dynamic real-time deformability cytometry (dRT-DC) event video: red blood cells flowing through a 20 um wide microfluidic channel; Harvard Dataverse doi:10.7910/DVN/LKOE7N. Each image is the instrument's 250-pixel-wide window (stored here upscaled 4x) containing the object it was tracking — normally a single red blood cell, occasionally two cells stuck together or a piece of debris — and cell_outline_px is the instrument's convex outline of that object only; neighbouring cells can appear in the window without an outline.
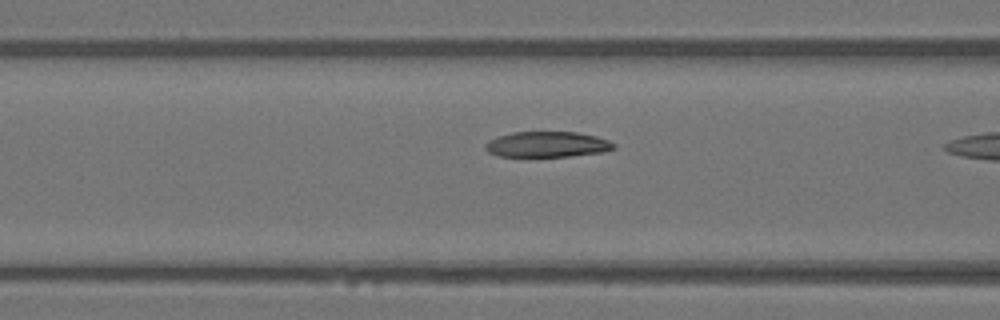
{"species": "Egyptian fruit bat (a non-hibernating species)", "species_latin": "Rousettus aegyptiacus", "temperature_condition": "warm", "stored_images_in_passage": 9, "camera_frame_rate_fps": 3000, "um_per_image_px": 0.085, "animal": {"sex": "female"}, "frame": {"image": 1, "passage_image": 8, "time_ms": 2.333, "image_size_px": [1000, 320], "cell_outline_px": [[616, 148], [604, 152], [568, 156], [500, 156], [488, 152], [484, 148], [484, 144], [488, 140], [496, 136], [512, 132], [576, 132], [596, 136], [608, 140], [616, 144]], "centroid_in_image_um": [46.5, 12.27], "position_along_channel_um": 120.1, "area_um2": 19.25}}